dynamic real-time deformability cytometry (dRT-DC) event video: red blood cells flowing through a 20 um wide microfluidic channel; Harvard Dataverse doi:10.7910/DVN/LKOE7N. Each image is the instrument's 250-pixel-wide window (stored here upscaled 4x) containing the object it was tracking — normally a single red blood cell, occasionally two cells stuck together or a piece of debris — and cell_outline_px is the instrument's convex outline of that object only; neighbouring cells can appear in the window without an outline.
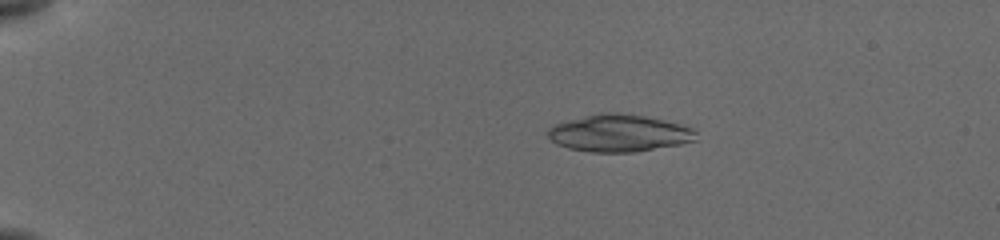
{"species": "common noctule bat (a hibernating species)", "species_latin": "Nyctalus noctula", "temperature_condition": "cold", "stored_images_in_passage": 12, "camera_frame_rate_fps": 3000, "um_per_image_px": 0.085, "animal": {"sex": "female", "body_mass_g": 19.5, "forearm_length_mm": 54.1}, "frame": {"image": 1, "passage_image": 6, "time_ms": 3.333, "image_size_px": [1000, 240], "cell_outline_px": [[696, 140], [680, 144], [632, 152], [592, 152], [568, 148], [556, 144], [548, 136], [548, 128], [552, 124], [600, 112], [620, 112], [644, 116], [664, 120], [680, 124], [692, 128], [696, 132]], "centroid_in_image_um": [52.59, 11.31], "position_along_channel_um": 32.4, "area_um2": 32.08}}